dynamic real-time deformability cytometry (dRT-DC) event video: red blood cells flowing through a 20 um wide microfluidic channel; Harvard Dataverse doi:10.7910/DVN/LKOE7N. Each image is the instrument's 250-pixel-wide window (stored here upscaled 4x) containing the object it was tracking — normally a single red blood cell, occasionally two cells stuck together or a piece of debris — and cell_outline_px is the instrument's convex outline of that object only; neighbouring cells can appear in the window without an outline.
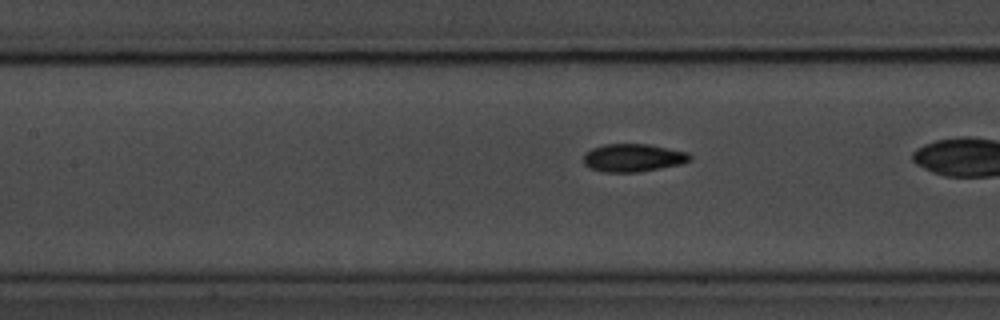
{"species": "common noctule bat (a hibernating species)", "species_latin": "Nyctalus noctula", "temperature_condition": "room temperature", "stored_images_in_passage": 33, "camera_frame_rate_fps": 3000, "um_per_image_px": 0.085, "animal": {"sex": "male", "body_mass_g": 20.1, "forearm_length_mm": 53.5}, "frame": {"image": 1, "passage_image": 15, "time_ms": 4.667, "image_size_px": [1000, 320], "cell_outline_px": [[692, 160], [680, 164], [640, 172], [604, 172], [588, 168], [584, 164], [584, 152], [592, 148], [604, 144], [648, 144], [688, 152], [692, 156]], "centroid_in_image_um": [53.8, 13.41], "position_along_channel_um": 153.6, "area_um2": 17.46}}